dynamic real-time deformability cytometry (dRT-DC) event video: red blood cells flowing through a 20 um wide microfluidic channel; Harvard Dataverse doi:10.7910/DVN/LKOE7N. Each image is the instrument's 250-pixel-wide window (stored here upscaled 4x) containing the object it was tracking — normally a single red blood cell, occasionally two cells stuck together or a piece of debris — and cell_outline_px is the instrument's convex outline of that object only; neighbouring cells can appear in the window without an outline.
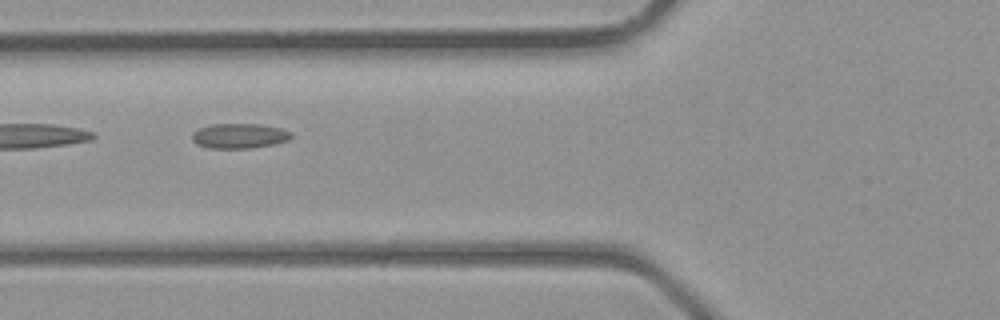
{"species": "common noctule bat (a hibernating species)", "species_latin": "Nyctalus noctula", "temperature_condition": "room temperature", "stored_images_in_passage": 29, "segment_of_instrument_passage": [1, 2], "camera_frame_rate_fps": 3000, "um_per_image_px": 0.085, "animal": {"sex": "male", "body_mass_g": 23.1, "forearm_length_mm": 52.7}, "frame": {"image": 1, "passage_image": 3, "time_ms": 0.667, "image_size_px": [1000, 320], "cell_outline_px": [[292, 136], [288, 140], [276, 144], [252, 148], [208, 148], [196, 144], [192, 140], [192, 132], [200, 128], [212, 124], [260, 124], [280, 128], [292, 132]], "centroid_in_image_um": [20.35, 11.55], "position_along_channel_um": 105.5, "area_um2": 14.51}}
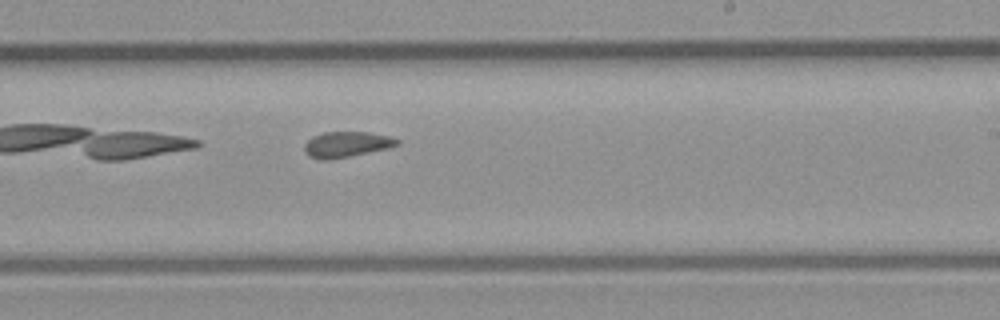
{"frame": {"image": 2, "passage_image": 12, "time_ms": 3.667, "image_size_px": [1000, 320], "cell_outline_px": [[400, 144], [388, 148], [332, 160], [320, 160], [308, 156], [304, 152], [304, 144], [312, 136], [324, 132], [368, 132], [388, 136], [400, 140]], "centroid_in_image_um": [29.42, 12.28], "position_along_channel_um": 259.6, "area_um2": 13.99}}
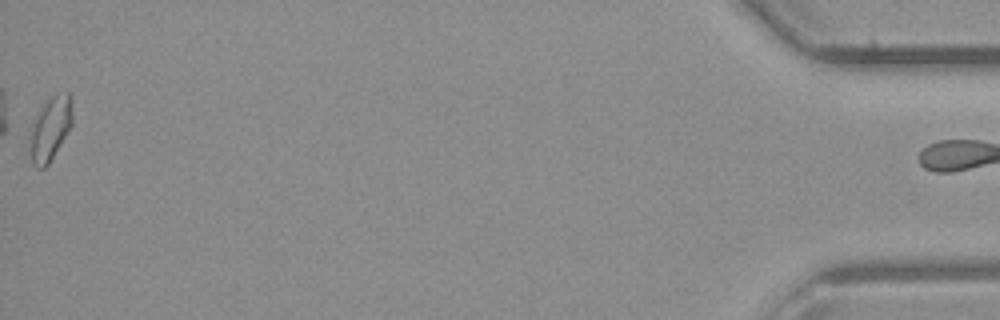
{"frame": {"image": 3, "passage_image": 28, "time_ms": 9.0, "image_size_px": [1000, 320], "cell_outline_px": [[72, 124], [48, 164], [44, 168], [36, 168], [32, 164], [28, 148], [28, 136], [32, 120], [40, 108], [52, 96], [68, 92], [72, 96]], "centroid_in_image_um": [4.22, 10.95], "position_along_channel_um": 431.0, "area_um2": 16.07}}